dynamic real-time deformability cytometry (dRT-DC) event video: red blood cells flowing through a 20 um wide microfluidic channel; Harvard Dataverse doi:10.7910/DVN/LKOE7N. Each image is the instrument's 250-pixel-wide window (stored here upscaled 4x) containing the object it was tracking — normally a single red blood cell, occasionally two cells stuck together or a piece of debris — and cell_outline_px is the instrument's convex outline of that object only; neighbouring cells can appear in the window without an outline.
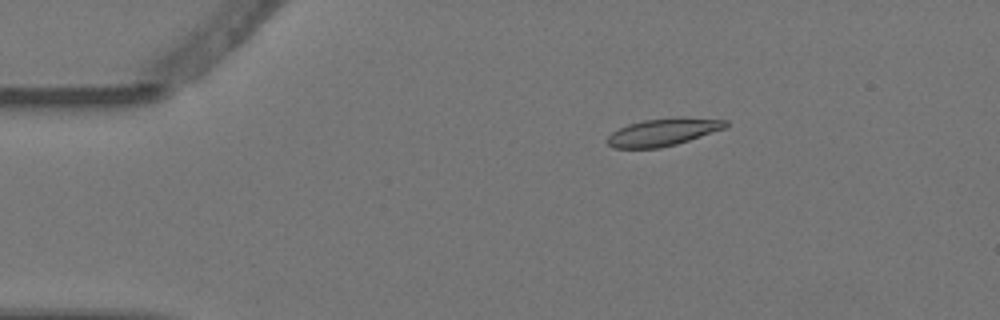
{"species": "Egyptian fruit bat (a non-hibernating species)", "species_latin": "Rousettus aegyptiacus", "temperature_condition": "warm", "stored_images_in_passage": 8, "camera_frame_rate_fps": 3000, "um_per_image_px": 0.085, "animal": {"sex": "female"}, "frame": {"image": 1, "passage_image": 3, "time_ms": 0.667, "image_size_px": [1000, 320], "cell_outline_px": [[728, 124], [724, 128], [676, 144], [660, 148], [612, 148], [604, 140], [612, 132], [628, 124], [644, 120], [680, 116], [728, 120]], "centroid_in_image_um": [56.33, 11.22], "position_along_channel_um": 28.7, "area_um2": 18.96}}
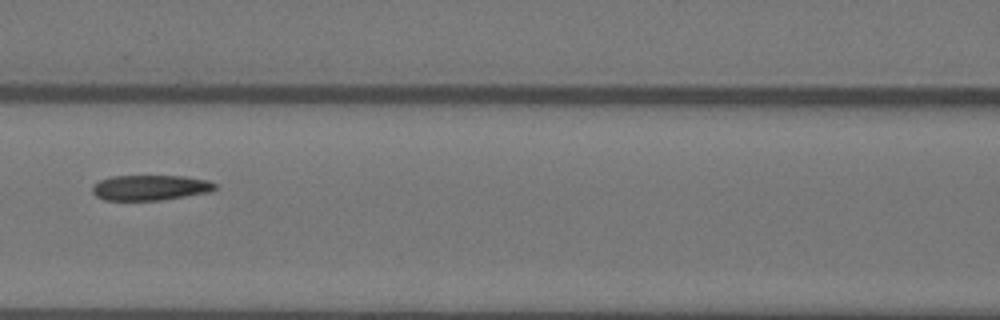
{"frame": {"image": 2, "passage_image": 7, "time_ms": 2.0, "image_size_px": [1000, 320], "cell_outline_px": [[216, 188], [208, 192], [160, 200], [104, 200], [96, 196], [92, 192], [92, 188], [100, 180], [112, 176], [184, 176], [208, 180], [216, 184]], "centroid_in_image_um": [12.76, 15.94], "position_along_channel_um": 153.8, "area_um2": 17.92}}
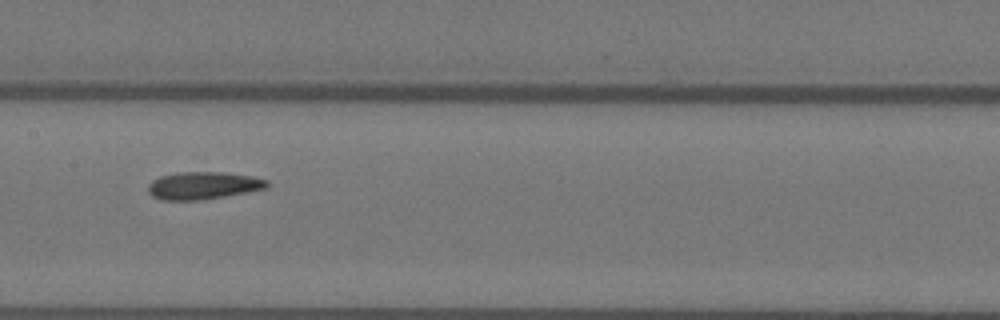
{"frame": {"image": 3, "passage_image": 8, "time_ms": 2.333, "image_size_px": [1000, 320], "cell_outline_px": [[268, 188], [224, 196], [200, 200], [160, 200], [152, 196], [148, 192], [148, 184], [152, 180], [160, 176], [176, 172], [224, 172], [252, 176], [268, 180]], "centroid_in_image_um": [17.24, 15.76], "position_along_channel_um": 190.2, "area_um2": 19.13}}